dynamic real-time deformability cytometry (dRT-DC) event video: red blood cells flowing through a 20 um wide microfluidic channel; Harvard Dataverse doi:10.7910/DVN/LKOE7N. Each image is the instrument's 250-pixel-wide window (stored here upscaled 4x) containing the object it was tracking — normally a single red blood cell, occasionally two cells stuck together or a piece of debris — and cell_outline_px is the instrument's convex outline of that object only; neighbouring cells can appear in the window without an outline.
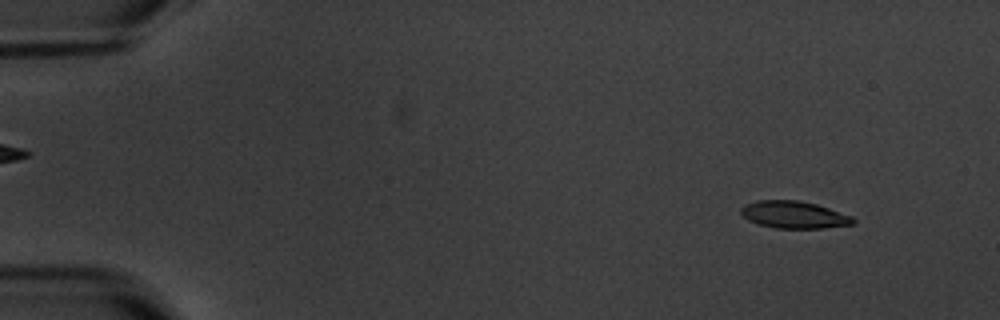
{"species": "common noctule bat (a hibernating species)", "species_latin": "Nyctalus noctula", "temperature_condition": "warm", "stored_images_in_passage": 5, "camera_frame_rate_fps": 3000, "um_per_image_px": 0.085, "animal": {"sex": "male", "body_mass_g": 20.1, "forearm_length_mm": 53.5}, "frame": {"image": 1, "passage_image": 1, "time_ms": 0.0, "image_size_px": [1000, 320], "cell_outline_px": [[856, 224], [824, 228], [776, 228], [756, 224], [748, 220], [740, 212], [740, 208], [744, 204], [756, 200], [800, 200], [816, 204], [852, 216], [856, 220]], "centroid_in_image_um": [67.48, 18.25], "position_along_channel_um": 17.5, "area_um2": 17.98}}
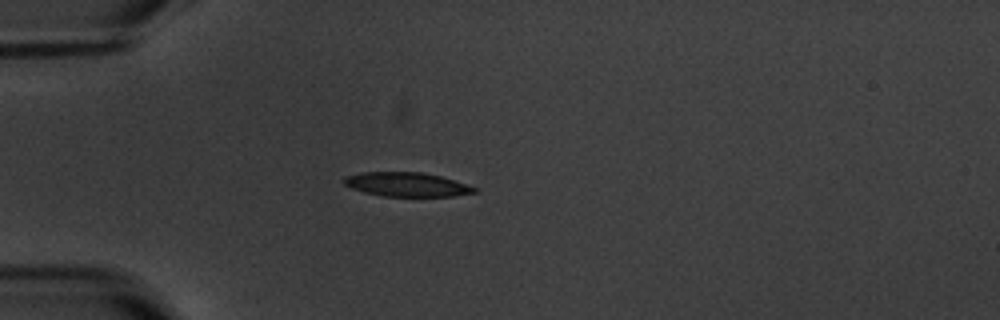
{"frame": {"image": 2, "passage_image": 4, "time_ms": 3.667, "image_size_px": [1000, 320], "cell_outline_px": [[476, 192], [452, 196], [384, 196], [364, 192], [352, 188], [344, 184], [340, 180], [344, 176], [360, 172], [420, 172], [440, 176], [476, 188]], "centroid_in_image_um": [34.47, 15.67], "position_along_channel_um": 50.5, "area_um2": 18.15}}